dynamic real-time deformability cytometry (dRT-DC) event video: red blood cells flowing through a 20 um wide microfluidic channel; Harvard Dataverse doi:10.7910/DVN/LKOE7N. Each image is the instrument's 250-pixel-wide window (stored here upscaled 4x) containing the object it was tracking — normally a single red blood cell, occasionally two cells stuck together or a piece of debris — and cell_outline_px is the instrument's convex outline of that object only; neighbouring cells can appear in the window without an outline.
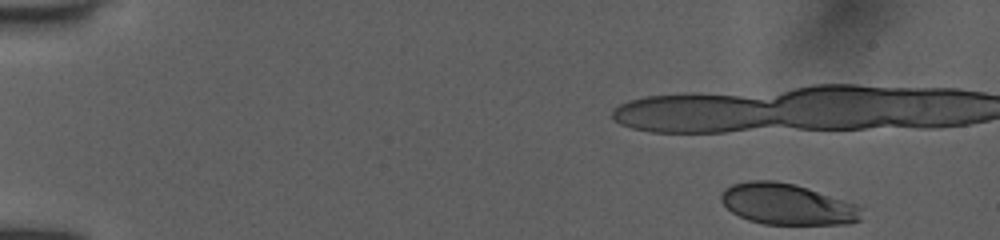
{"species": "human", "species_latin": "Homo sapiens", "temperature_condition": "room temperature", "stored_images_in_passage": 39, "camera_frame_rate_fps": 3000, "um_per_image_px": 0.085, "donor": {"sex": "female"}, "frame": {"image": 1, "passage_image": 1, "time_ms": 0.0, "image_size_px": [1000, 240], "cell_outline_px": [[860, 220], [848, 224], [764, 224], [748, 220], [732, 212], [720, 200], [720, 196], [724, 188], [732, 184], [752, 180], [776, 180], [792, 184], [856, 204], [860, 208]], "centroid_in_image_um": [66.86, 17.36], "position_along_channel_um": 18.1, "area_um2": 33.18}}